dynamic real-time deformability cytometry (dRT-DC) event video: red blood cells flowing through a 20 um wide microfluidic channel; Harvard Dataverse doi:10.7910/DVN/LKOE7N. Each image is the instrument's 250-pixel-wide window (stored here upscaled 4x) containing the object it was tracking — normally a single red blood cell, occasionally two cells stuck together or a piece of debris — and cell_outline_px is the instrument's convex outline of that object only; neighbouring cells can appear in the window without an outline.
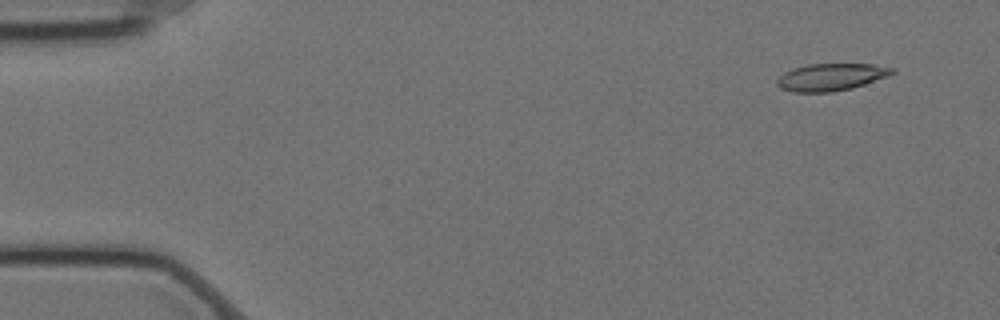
{"species": "Egyptian fruit bat (a non-hibernating species)", "species_latin": "Rousettus aegyptiacus", "temperature_condition": "cold", "stored_images_in_passage": 54, "camera_frame_rate_fps": 3000, "um_per_image_px": 0.085, "animal": {"sex": "female"}, "frame": {"image": 1, "passage_image": 4, "time_ms": 1.0, "image_size_px": [1000, 320], "cell_outline_px": [[896, 72], [888, 76], [852, 88], [832, 92], [792, 92], [780, 88], [776, 84], [776, 80], [784, 72], [792, 68], [808, 64], [872, 64], [896, 68]], "centroid_in_image_um": [70.63, 6.55], "position_along_channel_um": 14.4, "area_um2": 18.38}}
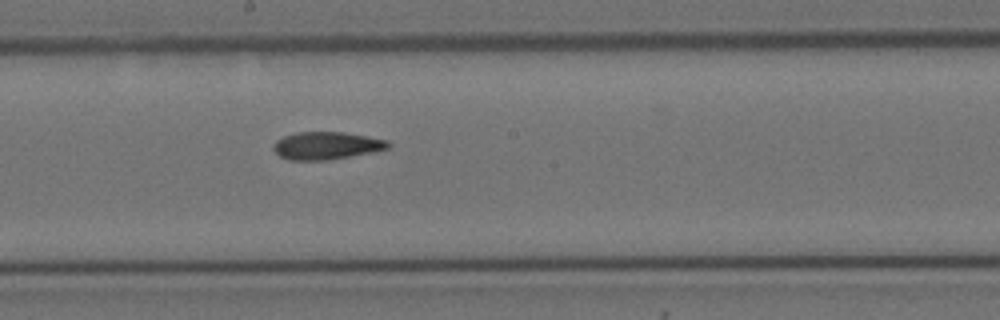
{"frame": {"image": 2, "passage_image": 31, "time_ms": 10.0, "image_size_px": [1000, 320], "cell_outline_px": [[392, 144], [388, 148], [376, 152], [328, 160], [288, 160], [280, 156], [272, 148], [276, 140], [284, 136], [296, 132], [344, 132], [388, 140]], "centroid_in_image_um": [27.77, 12.38], "position_along_channel_um": 220.4, "area_um2": 18.61}}
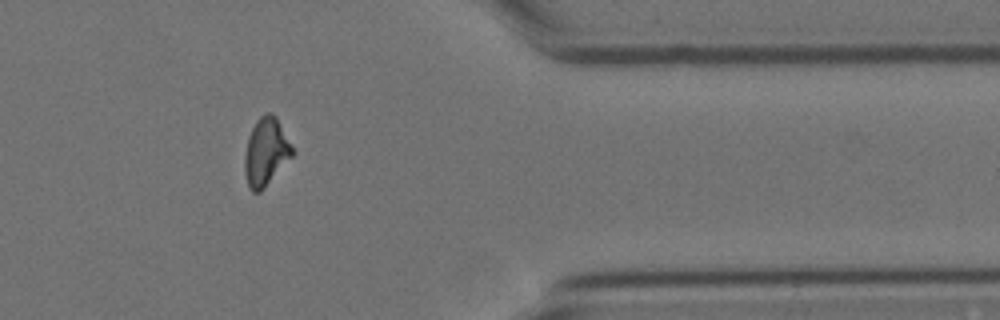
{"frame": {"image": 3, "passage_image": 47, "time_ms": 15.333, "image_size_px": [1000, 320], "cell_outline_px": [[296, 152], [264, 188], [260, 192], [252, 192], [248, 188], [244, 172], [244, 156], [248, 136], [256, 120], [264, 112], [272, 112], [276, 116]], "centroid_in_image_um": [22.6, 12.9], "position_along_channel_um": 388.8, "area_um2": 19.13}}